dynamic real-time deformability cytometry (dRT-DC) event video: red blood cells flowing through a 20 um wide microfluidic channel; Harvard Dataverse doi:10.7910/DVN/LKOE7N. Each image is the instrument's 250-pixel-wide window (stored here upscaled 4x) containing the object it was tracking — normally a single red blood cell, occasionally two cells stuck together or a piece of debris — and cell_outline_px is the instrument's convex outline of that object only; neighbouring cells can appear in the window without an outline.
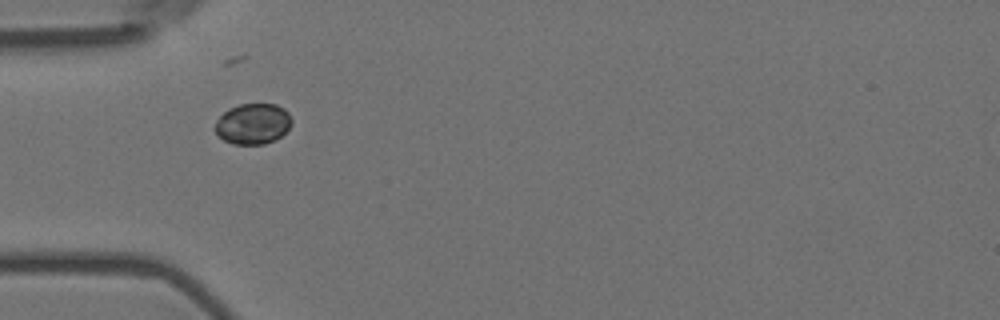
{"species": "Egyptian fruit bat (a non-hibernating species)", "species_latin": "Rousettus aegyptiacus", "temperature_condition": "room temperature", "stored_images_in_passage": 40, "camera_frame_rate_fps": 3000, "um_per_image_px": 0.085, "animal": {"sex": "female"}, "frame": {"image": 1, "passage_image": 1, "time_ms": 0.0, "image_size_px": [1000, 320], "cell_outline_px": [[292, 124], [280, 136], [264, 144], [232, 144], [224, 140], [216, 132], [216, 120], [228, 108], [240, 104], [276, 104], [284, 108], [288, 112], [292, 120]], "centroid_in_image_um": [21.5, 10.51], "position_along_channel_um": 63.5, "area_um2": 18.03}}
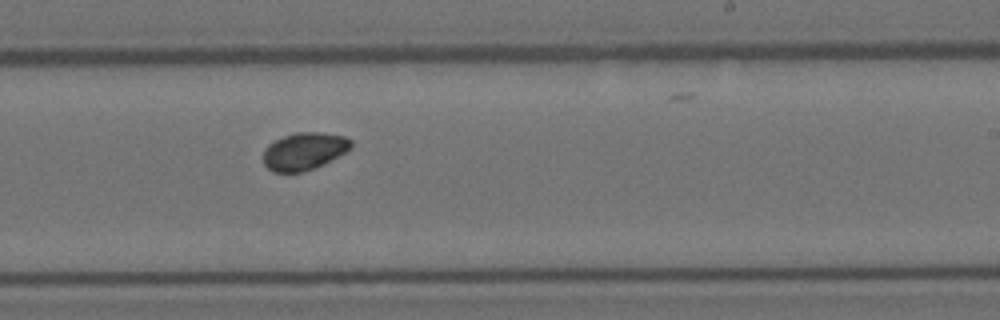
{"frame": {"image": 2, "passage_image": 18, "time_ms": 5.667, "image_size_px": [1000, 320], "cell_outline_px": [[352, 148], [324, 164], [300, 172], [272, 172], [264, 164], [264, 148], [272, 140], [296, 132], [320, 132], [344, 136], [352, 140]], "centroid_in_image_um": [25.84, 12.84], "position_along_channel_um": 263.2, "area_um2": 19.19}}
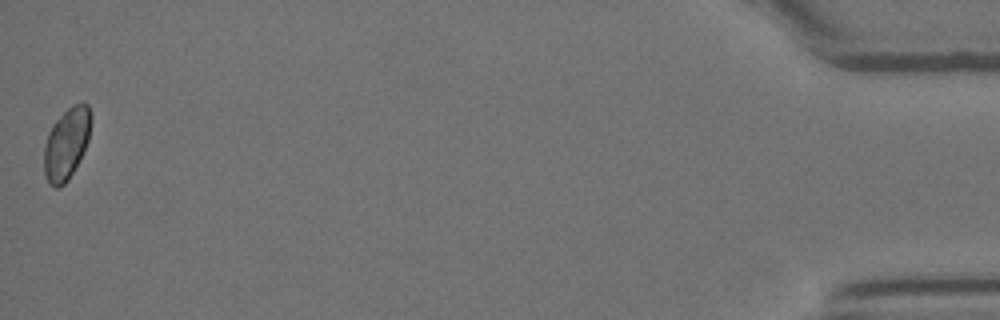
{"frame": {"image": 3, "passage_image": 40, "time_ms": 13.0, "image_size_px": [1000, 320], "cell_outline_px": [[92, 116], [88, 140], [68, 180], [60, 188], [56, 188], [48, 184], [44, 172], [44, 148], [48, 132], [52, 124], [72, 104], [88, 104]], "centroid_in_image_um": [5.63, 12.21], "position_along_channel_um": 429.6, "area_um2": 19.36}, "authors_computed_cell_mechanics": {"area_um2": 19.1318, "velocity_mm_per_s": 3.5523, "shape_relaxation_time_tau1_ms": null, "shape_relaxation_time_tau2_ms": 11.3556, "deformation_change_tau1": null, "deformation_change_tau2": 0.109}}